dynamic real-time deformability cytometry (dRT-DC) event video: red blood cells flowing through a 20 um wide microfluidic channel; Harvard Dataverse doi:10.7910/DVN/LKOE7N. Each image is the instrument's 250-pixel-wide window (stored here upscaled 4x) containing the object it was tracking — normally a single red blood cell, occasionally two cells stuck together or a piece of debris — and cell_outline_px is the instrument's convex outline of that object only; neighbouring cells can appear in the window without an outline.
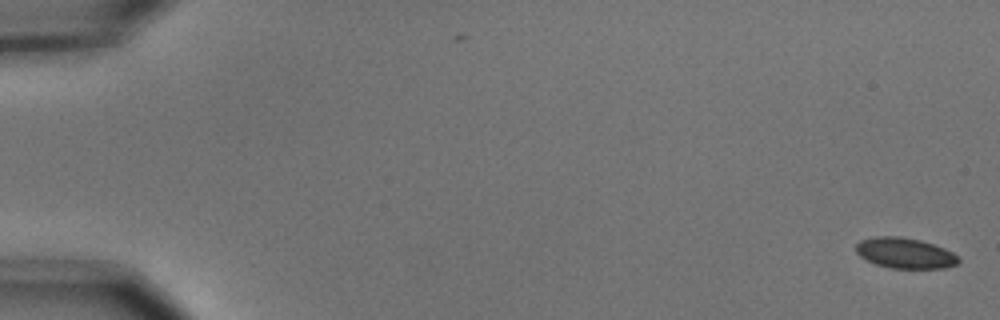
{"species": "common noctule bat (a hibernating species)", "species_latin": "Nyctalus noctula", "temperature_condition": "cold", "stored_images_in_passage": 6, "camera_frame_rate_fps": 3000, "um_per_image_px": 0.085, "animal": {"sex": "male", "body_mass_g": 15.6}, "frame": {"image": 1, "passage_image": 1, "time_ms": 0.0, "image_size_px": [1000, 320], "cell_outline_px": [[960, 260], [956, 264], [944, 268], [892, 268], [876, 264], [860, 256], [856, 252], [856, 244], [860, 240], [876, 236], [900, 236], [920, 240], [944, 248], [952, 252]], "centroid_in_image_um": [76.9, 21.5], "position_along_channel_um": 8.1, "area_um2": 18.09}}
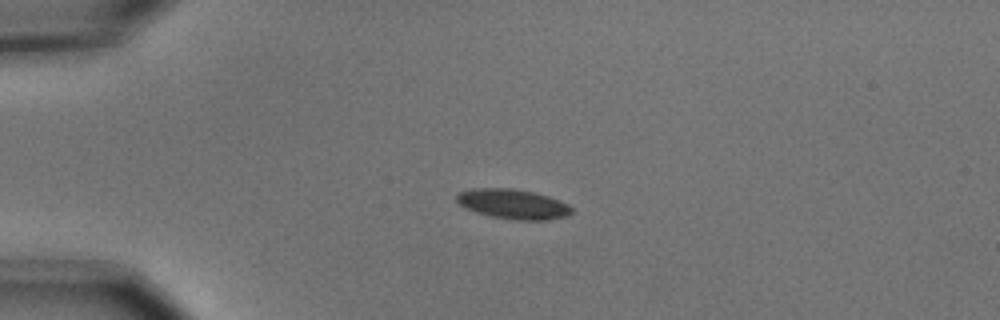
{"frame": {"image": 2, "passage_image": 4, "time_ms": 1.0, "image_size_px": [1000, 320], "cell_outline_px": [[572, 212], [568, 216], [548, 220], [512, 220], [492, 216], [476, 212], [464, 208], [456, 200], [456, 196], [460, 192], [472, 188], [512, 188], [536, 192], [560, 200], [568, 204], [572, 208]], "centroid_in_image_um": [43.63, 17.34], "position_along_channel_um": 41.4, "area_um2": 20.17}}
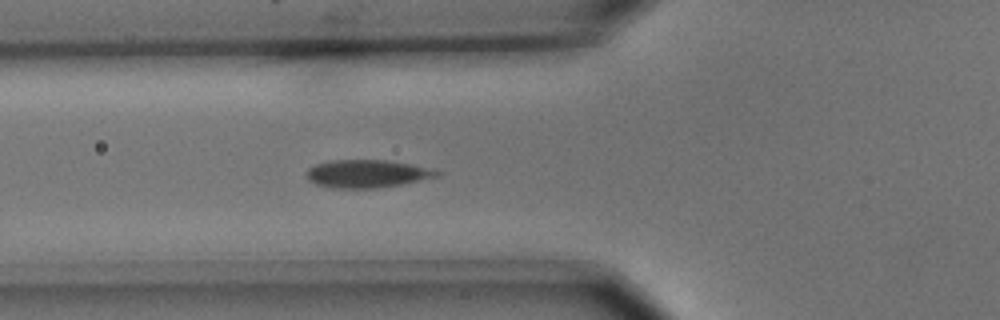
{"frame": {"image": 3, "passage_image": 6, "time_ms": 1.667, "image_size_px": [1000, 320], "cell_outline_px": [[444, 172], [440, 176], [380, 188], [328, 188], [316, 184], [308, 180], [308, 168], [316, 164], [328, 160], [384, 160], [412, 164]], "centroid_in_image_um": [31.2, 14.77], "position_along_channel_um": 94.6, "area_um2": 21.21}}